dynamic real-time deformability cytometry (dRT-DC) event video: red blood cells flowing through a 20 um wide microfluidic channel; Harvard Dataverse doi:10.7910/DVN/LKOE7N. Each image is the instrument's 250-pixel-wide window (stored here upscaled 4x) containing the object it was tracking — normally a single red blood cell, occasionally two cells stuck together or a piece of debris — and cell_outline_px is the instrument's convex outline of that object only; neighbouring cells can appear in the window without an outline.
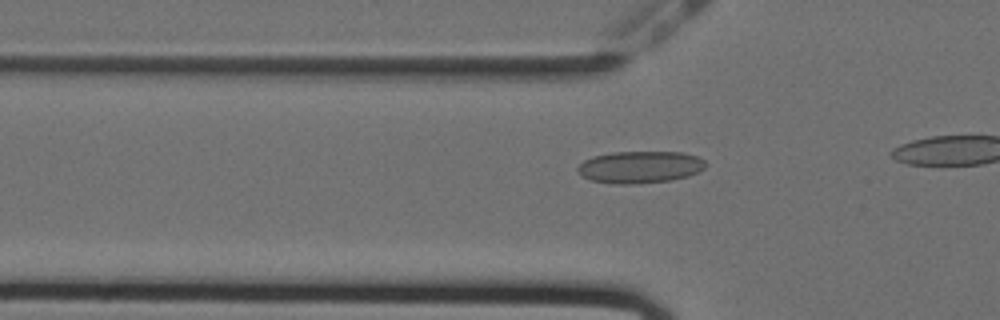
{"species": "Egyptian fruit bat (a non-hibernating species)", "species_latin": "Rousettus aegyptiacus", "temperature_condition": "cold", "stored_images_in_passage": 16, "camera_frame_rate_fps": 3000, "um_per_image_px": 0.085, "animal": {"sex": "female"}, "frame": {"image": 1, "passage_image": 10, "time_ms": 3.0, "image_size_px": [1000, 320], "cell_outline_px": [[708, 164], [704, 168], [688, 176], [672, 180], [632, 184], [612, 184], [588, 180], [580, 176], [576, 168], [584, 160], [592, 156], [612, 152], [684, 152], [696, 156], [704, 160]], "centroid_in_image_um": [54.36, 14.2], "position_along_channel_um": 71.4, "area_um2": 24.16}}
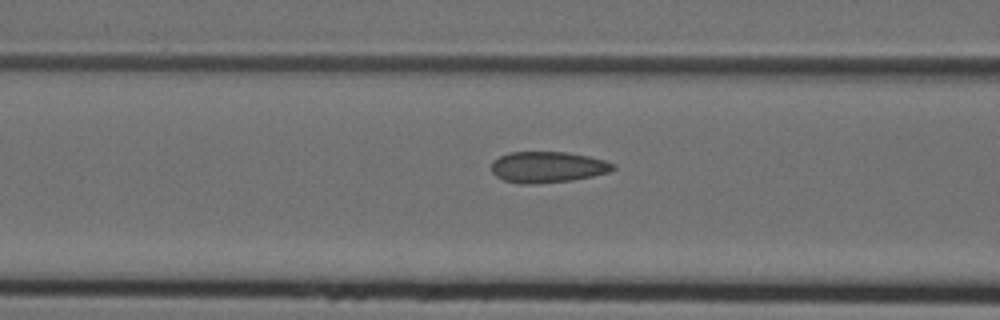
{"frame": {"image": 2, "passage_image": 14, "time_ms": 4.333, "image_size_px": [1000, 320], "cell_outline_px": [[616, 168], [608, 172], [592, 176], [572, 180], [532, 184], [524, 184], [504, 180], [496, 176], [492, 172], [492, 160], [508, 152], [564, 152], [588, 156], [604, 160], [616, 164]], "centroid_in_image_um": [46.54, 14.2], "position_along_channel_um": 120.1, "area_um2": 21.96}}